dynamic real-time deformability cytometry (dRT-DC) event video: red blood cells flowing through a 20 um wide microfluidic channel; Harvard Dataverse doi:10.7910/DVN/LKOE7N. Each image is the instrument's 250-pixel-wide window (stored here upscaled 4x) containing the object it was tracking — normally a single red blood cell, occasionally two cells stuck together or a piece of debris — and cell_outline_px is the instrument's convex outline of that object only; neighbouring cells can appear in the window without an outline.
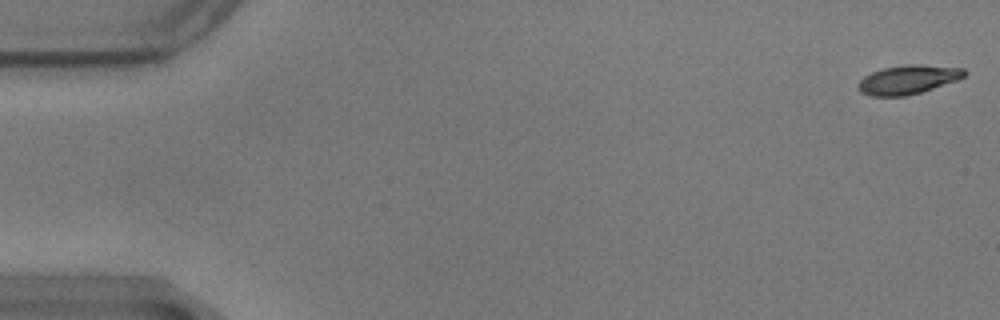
{"species": "common noctule bat (a hibernating species)", "species_latin": "Nyctalus noctula", "temperature_condition": "warm", "stored_images_in_passage": 58, "camera_frame_rate_fps": 3000, "um_per_image_px": 0.085, "animal": {"sex": "male", "body_mass_g": 17.9}, "frame": {"image": 1, "passage_image": 1, "time_ms": 0.0, "image_size_px": [1000, 320], "cell_outline_px": [[968, 72], [964, 76], [956, 80], [920, 92], [904, 96], [872, 96], [860, 92], [856, 88], [856, 84], [864, 76], [872, 72], [884, 68], [904, 64], [920, 64], [964, 68]], "centroid_in_image_um": [77.14, 6.75], "position_along_channel_um": 7.9, "area_um2": 17.92}}
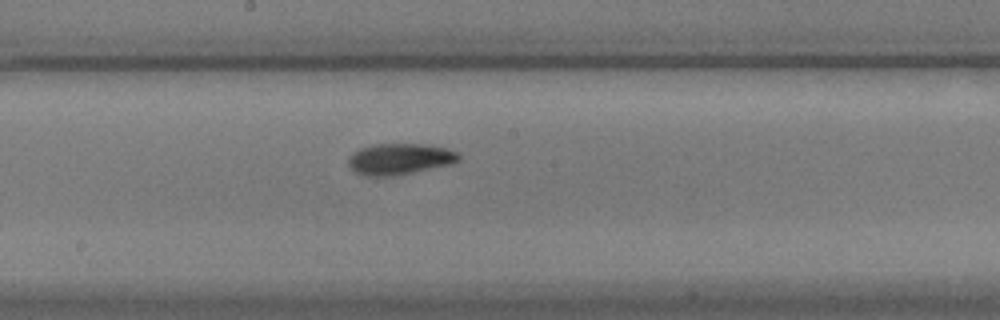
{"frame": {"image": 2, "passage_image": 31, "time_ms": 10.0, "image_size_px": [1000, 320], "cell_outline_px": [[460, 160], [452, 164], [392, 176], [364, 176], [348, 168], [348, 156], [352, 152], [360, 148], [372, 144], [424, 144], [444, 148], [460, 152]], "centroid_in_image_um": [33.94, 13.51], "position_along_channel_um": 214.3, "area_um2": 20.23}}
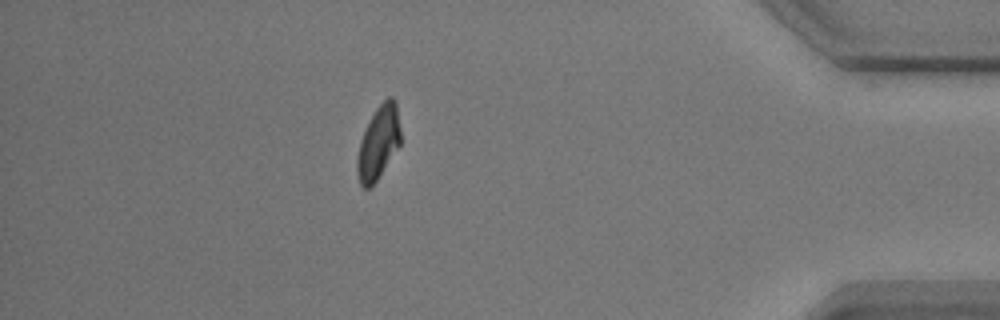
{"frame": {"image": 3, "passage_image": 51, "time_ms": 16.667, "image_size_px": [1000, 320], "cell_outline_px": [[400, 144], [376, 180], [368, 188], [364, 188], [360, 184], [356, 172], [356, 160], [360, 140], [376, 108], [388, 96], [392, 96], [396, 100], [400, 128]], "centroid_in_image_um": [32.16, 12.1], "position_along_channel_um": 403.0, "area_um2": 18.26}, "authors_computed_cell_mechanics": {"area_um2": 18.7272, "velocity_mm_per_s": 3.4753, "shape_relaxation_time_tau1_ms": 3.1249, "shape_relaxation_time_tau2_ms": 4.1202, "deformation_change_tau1": 0.1524, "deformation_change_tau2": 0.0646}}